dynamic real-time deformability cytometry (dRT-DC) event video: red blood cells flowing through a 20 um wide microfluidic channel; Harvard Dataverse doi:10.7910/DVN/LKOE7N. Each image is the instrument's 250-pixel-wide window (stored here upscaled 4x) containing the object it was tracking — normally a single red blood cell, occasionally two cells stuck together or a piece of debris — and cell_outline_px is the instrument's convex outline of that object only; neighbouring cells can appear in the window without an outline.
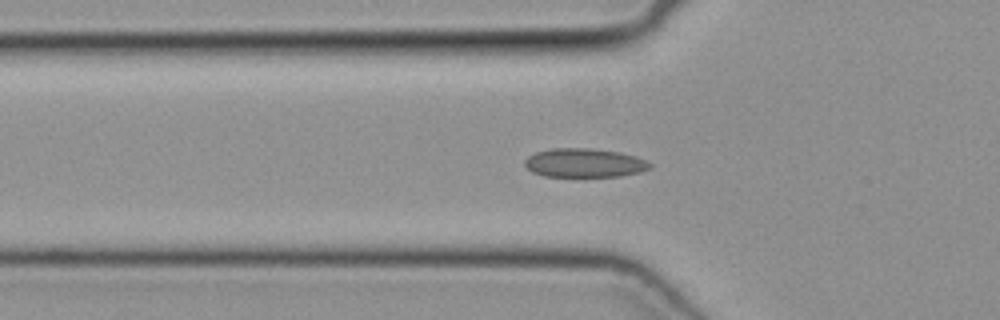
{"species": "common noctule bat (a hibernating species)", "species_latin": "Nyctalus noctula", "temperature_condition": "cold", "stored_images_in_passage": 43, "camera_frame_rate_fps": 3000, "um_per_image_px": 0.085, "animal": {"sex": "female", "body_mass_g": 19.3, "forearm_length_mm": 54.1}, "frame": {"image": 1, "passage_image": 15, "time_ms": 4.667, "image_size_px": [1000, 320], "cell_outline_px": [[652, 168], [640, 172], [620, 176], [544, 176], [532, 172], [524, 164], [524, 160], [528, 156], [536, 152], [552, 148], [588, 148], [620, 152], [636, 156], [652, 164]], "centroid_in_image_um": [49.68, 13.84], "position_along_channel_um": 76.1, "area_um2": 21.04}}
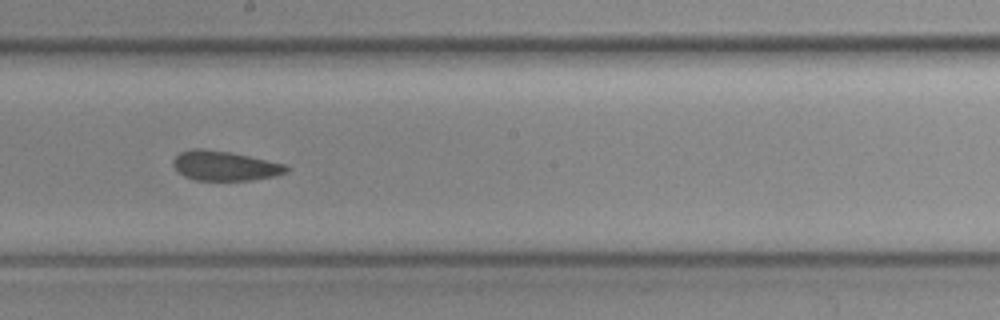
{"frame": {"image": 2, "passage_image": 26, "time_ms": 8.333, "image_size_px": [1000, 320], "cell_outline_px": [[292, 168], [288, 172], [276, 176], [252, 180], [192, 180], [184, 176], [172, 164], [172, 160], [180, 152], [192, 148], [200, 148], [228, 152], [248, 156], [284, 164]], "centroid_in_image_um": [19.11, 14.1], "position_along_channel_um": 229.1, "area_um2": 19.54}}
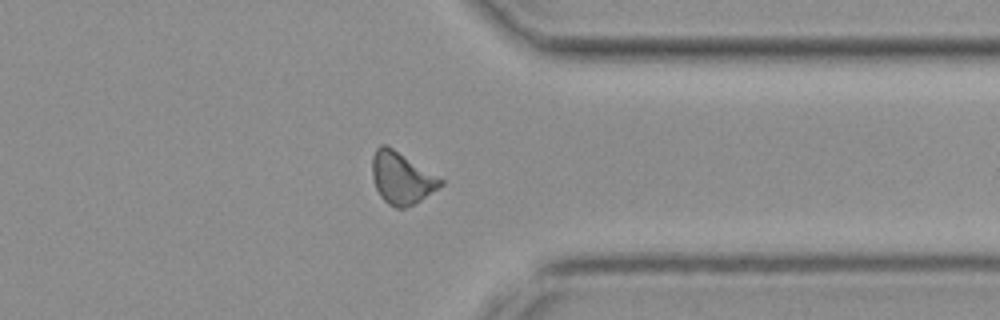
{"frame": {"image": 3, "passage_image": 37, "time_ms": 12.0, "image_size_px": [1000, 320], "cell_outline_px": [[444, 184], [420, 200], [404, 208], [396, 208], [388, 204], [380, 196], [376, 188], [372, 176], [372, 156], [376, 148], [380, 144], [388, 144], [444, 180]], "centroid_in_image_um": [34.11, 15.1], "position_along_channel_um": 377.3, "area_um2": 20.69}}